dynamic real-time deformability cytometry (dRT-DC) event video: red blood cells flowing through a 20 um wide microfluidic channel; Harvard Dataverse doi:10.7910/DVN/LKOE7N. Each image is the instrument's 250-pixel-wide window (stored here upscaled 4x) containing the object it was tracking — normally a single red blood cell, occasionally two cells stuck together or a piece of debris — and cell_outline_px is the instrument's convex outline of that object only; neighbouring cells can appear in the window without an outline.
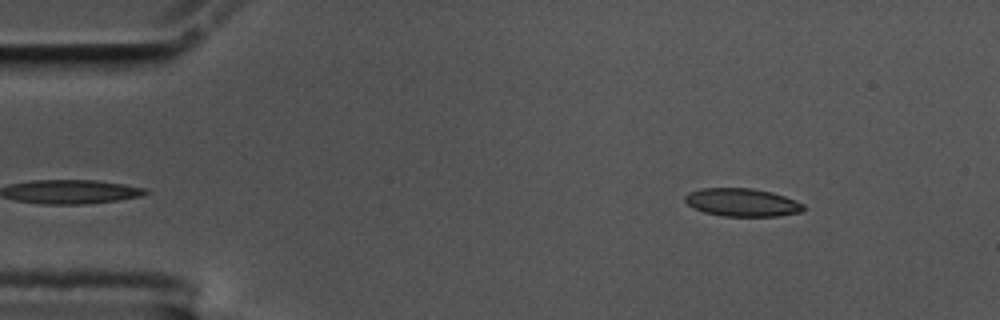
{"species": "common noctule bat (a hibernating species)", "species_latin": "Nyctalus noctula", "temperature_condition": "cold", "stored_images_in_passage": 12, "camera_frame_rate_fps": 3000, "um_per_image_px": 0.085, "animal": {"sex": "male", "body_mass_g": 17.5, "forearm_length_mm": 52.3}, "frame": {"image": 1, "passage_image": 2, "time_ms": 0.333, "image_size_px": [1000, 320], "cell_outline_px": [[804, 212], [776, 216], [724, 216], [704, 212], [688, 204], [684, 200], [684, 196], [688, 192], [700, 188], [752, 188], [772, 192], [796, 200], [804, 204]], "centroid_in_image_um": [63.1, 17.2], "position_along_channel_um": 21.9, "area_um2": 19.42}}
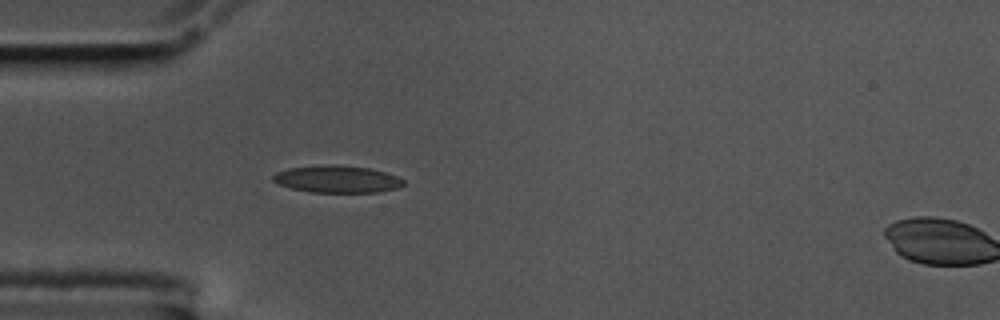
{"frame": {"image": 2, "passage_image": 11, "time_ms": 3.333, "image_size_px": [1000, 320], "cell_outline_px": [[404, 184], [396, 188], [380, 192], [308, 192], [292, 188], [280, 184], [272, 180], [272, 176], [276, 172], [288, 168], [324, 164], [336, 164], [368, 168], [384, 172], [396, 176], [404, 180]], "centroid_in_image_um": [28.63, 15.22], "position_along_channel_um": 56.4, "area_um2": 20.63}}